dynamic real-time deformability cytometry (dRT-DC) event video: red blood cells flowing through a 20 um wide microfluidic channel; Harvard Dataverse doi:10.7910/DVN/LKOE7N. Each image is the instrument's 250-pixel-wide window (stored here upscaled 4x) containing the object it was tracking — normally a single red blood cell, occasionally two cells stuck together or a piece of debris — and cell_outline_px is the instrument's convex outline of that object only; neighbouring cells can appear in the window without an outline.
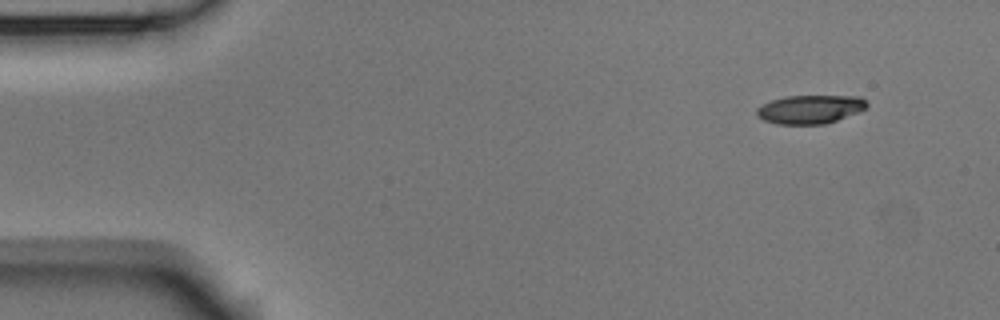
{"species": "Egyptian fruit bat (a non-hibernating species)", "species_latin": "Rousettus aegyptiacus", "temperature_condition": "room temperature", "stored_images_in_passage": 4, "camera_frame_rate_fps": 3000, "um_per_image_px": 0.085, "animal": {"sex": "male"}, "frame": {"image": 1, "passage_image": 1, "time_ms": 0.0, "image_size_px": [1000, 320], "cell_outline_px": [[868, 108], [860, 112], [824, 124], [776, 124], [764, 120], [756, 116], [756, 108], [772, 100], [788, 96], [860, 96], [868, 104]], "centroid_in_image_um": [68.88, 9.29], "position_along_channel_um": 16.1, "area_um2": 18.38}}
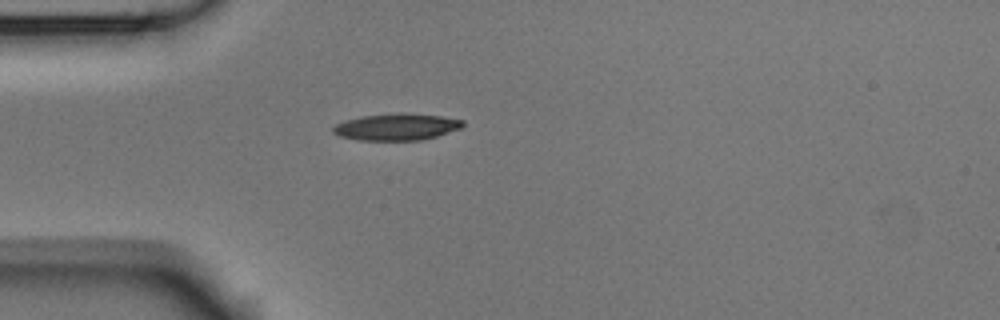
{"frame": {"image": 2, "passage_image": 4, "time_ms": 1.0, "image_size_px": [1000, 320], "cell_outline_px": [[464, 124], [460, 128], [436, 136], [420, 140], [360, 140], [340, 136], [332, 132], [332, 128], [336, 124], [344, 120], [360, 116], [440, 116], [464, 120]], "centroid_in_image_um": [33.65, 10.84], "position_along_channel_um": 51.3, "area_um2": 19.02}}